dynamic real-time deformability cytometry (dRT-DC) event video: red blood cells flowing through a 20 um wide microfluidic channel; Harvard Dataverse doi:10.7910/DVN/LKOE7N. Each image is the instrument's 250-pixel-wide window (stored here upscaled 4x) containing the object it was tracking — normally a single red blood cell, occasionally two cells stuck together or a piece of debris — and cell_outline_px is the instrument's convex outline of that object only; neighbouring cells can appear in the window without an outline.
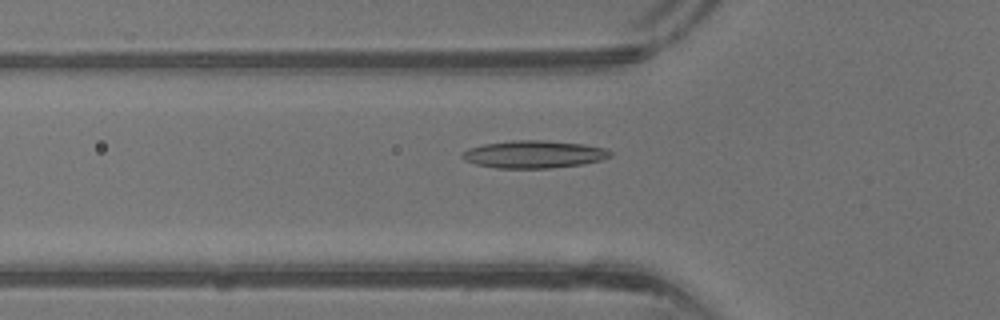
{"species": "common noctule bat (a hibernating species)", "species_latin": "Nyctalus noctula", "temperature_condition": "warm", "stored_images_in_passage": 42, "camera_frame_rate_fps": 3000, "um_per_image_px": 0.085, "animal": {"sex": "male", "body_mass_g": 13.3}, "frame": {"image": 1, "passage_image": 15, "time_ms": 4.667, "image_size_px": [1000, 320], "cell_outline_px": [[612, 156], [600, 160], [584, 164], [548, 168], [496, 168], [476, 164], [464, 160], [460, 156], [460, 152], [468, 148], [484, 144], [512, 140], [544, 140], [584, 144], [604, 148], [612, 152]], "centroid_in_image_um": [45.35, 13.11], "position_along_channel_um": 80.5, "area_um2": 23.87}}
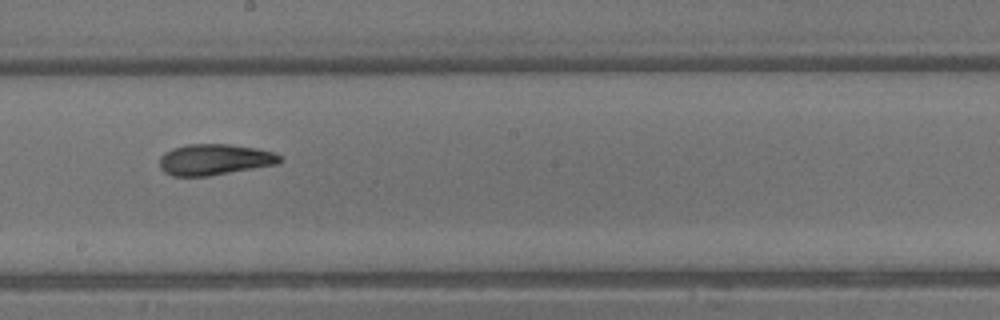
{"frame": {"image": 2, "passage_image": 24, "time_ms": 7.667, "image_size_px": [1000, 320], "cell_outline_px": [[284, 160], [276, 164], [208, 176], [172, 176], [164, 172], [160, 168], [160, 156], [164, 152], [172, 148], [188, 144], [228, 144], [256, 148], [276, 152], [284, 156]], "centroid_in_image_um": [18.25, 13.55], "position_along_channel_um": 229.9, "area_um2": 21.91}}
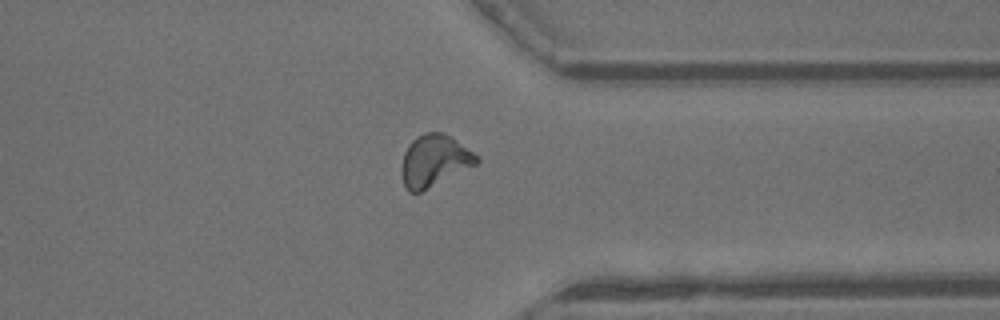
{"frame": {"image": 3, "passage_image": 33, "time_ms": 10.667, "image_size_px": [1000, 320], "cell_outline_px": [[480, 160], [476, 164], [420, 192], [408, 192], [404, 188], [400, 172], [400, 168], [404, 152], [408, 144], [416, 136], [424, 132], [444, 132], [480, 156]], "centroid_in_image_um": [36.87, 13.65], "position_along_channel_um": 374.5, "area_um2": 22.77}, "authors_computed_cell_mechanics": {"area_um2": 21.5883, "velocity_mm_per_s": 4.9496, "shape_relaxation_time_tau1_ms": null, "shape_relaxation_time_tau2_ms": 0.854, "deformation_change_tau1": null, "deformation_change_tau2": 0.0832}}